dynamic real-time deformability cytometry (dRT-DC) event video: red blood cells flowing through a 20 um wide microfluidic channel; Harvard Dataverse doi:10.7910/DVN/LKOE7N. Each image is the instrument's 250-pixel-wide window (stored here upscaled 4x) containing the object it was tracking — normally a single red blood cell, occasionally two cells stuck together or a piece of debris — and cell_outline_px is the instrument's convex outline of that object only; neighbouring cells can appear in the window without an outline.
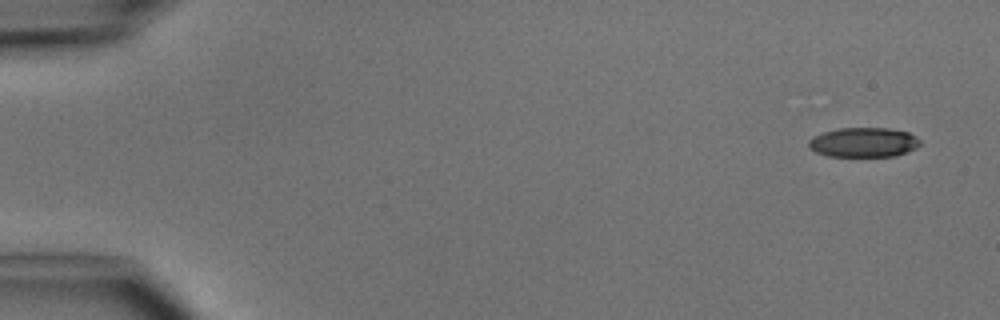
{"species": "common noctule bat (a hibernating species)", "species_latin": "Nyctalus noctula", "temperature_condition": "cold", "stored_images_in_passage": 6, "camera_frame_rate_fps": 3000, "um_per_image_px": 0.085, "animal": {"sex": "male", "body_mass_g": 15.6}, "frame": {"image": 1, "passage_image": 1, "time_ms": 0.0, "image_size_px": [1000, 320], "cell_outline_px": [[920, 144], [916, 148], [908, 152], [896, 156], [828, 156], [816, 152], [808, 148], [808, 140], [812, 136], [824, 132], [840, 128], [888, 128], [908, 132], [916, 136], [920, 140]], "centroid_in_image_um": [73.4, 12.1], "position_along_channel_um": 11.6, "area_um2": 19.36}}
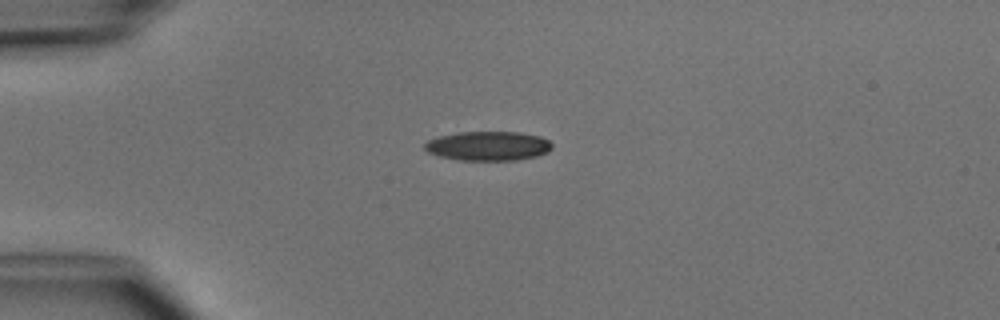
{"frame": {"image": 2, "passage_image": 4, "time_ms": 3.333, "image_size_px": [1000, 320], "cell_outline_px": [[552, 148], [548, 152], [536, 156], [516, 160], [460, 160], [440, 156], [428, 152], [424, 148], [424, 144], [428, 140], [440, 136], [460, 132], [520, 132], [540, 136], [548, 140], [552, 144]], "centroid_in_image_um": [41.51, 12.4], "position_along_channel_um": 43.5, "area_um2": 21.68}}